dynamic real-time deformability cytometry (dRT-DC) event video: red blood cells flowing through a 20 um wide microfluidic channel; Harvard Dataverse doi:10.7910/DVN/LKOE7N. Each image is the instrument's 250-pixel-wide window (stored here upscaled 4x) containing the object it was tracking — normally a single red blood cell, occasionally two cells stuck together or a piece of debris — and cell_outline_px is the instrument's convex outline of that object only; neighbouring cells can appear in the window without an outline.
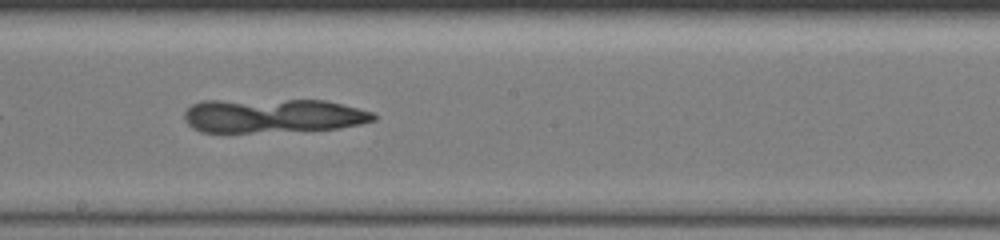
{"species": "common noctule bat (a hibernating species)", "species_latin": "Nyctalus noctula", "temperature_condition": "warm", "stored_images_in_passage": 34, "camera_frame_rate_fps": 3000, "um_per_image_px": 0.085, "animal": {"sex": "female", "body_mass_g": 19.5, "forearm_length_mm": 54.1}, "frame": {"image": 1, "passage_image": 15, "time_ms": 4.667, "image_size_px": [1000, 240], "cell_outline_px": [[376, 120], [360, 124], [340, 128], [252, 132], [200, 132], [192, 128], [184, 120], [184, 112], [192, 104], [204, 100], [324, 100], [372, 112], [376, 116]], "centroid_in_image_um": [23.14, 9.83], "position_along_channel_um": 225.1, "area_um2": 37.4}}